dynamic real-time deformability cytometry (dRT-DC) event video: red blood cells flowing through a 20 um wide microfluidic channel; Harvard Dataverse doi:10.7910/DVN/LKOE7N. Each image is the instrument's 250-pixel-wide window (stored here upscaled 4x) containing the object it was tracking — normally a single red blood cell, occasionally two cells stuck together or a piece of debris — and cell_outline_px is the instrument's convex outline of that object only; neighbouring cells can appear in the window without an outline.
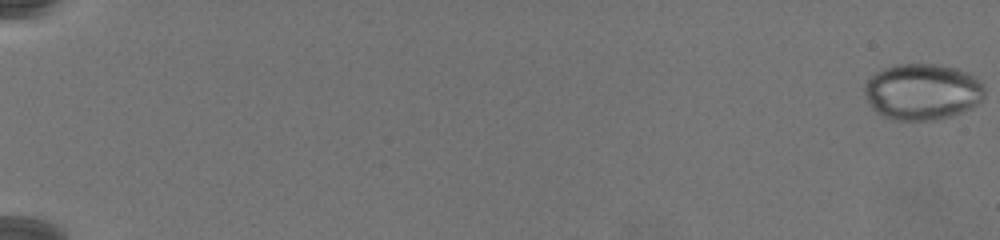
{"species": "common noctule bat (a hibernating species)", "species_latin": "Nyctalus noctula", "temperature_condition": "warm", "stored_images_in_passage": 81, "camera_frame_rate_fps": 3000, "um_per_image_px": 0.085, "animal": {"sex": "female", "body_mass_g": 19.5, "forearm_length_mm": 54.1}, "frame": {"image": 1, "passage_image": 1, "time_ms": 0.0, "image_size_px": [1000, 240], "cell_outline_px": [[984, 100], [972, 108], [952, 116], [936, 120], [892, 120], [876, 112], [868, 104], [864, 92], [864, 84], [876, 72], [884, 68], [896, 64], [940, 64], [956, 68], [968, 72], [976, 76], [984, 88]], "centroid_in_image_um": [78.42, 7.8], "position_along_channel_um": 6.6, "area_um2": 39.88}}
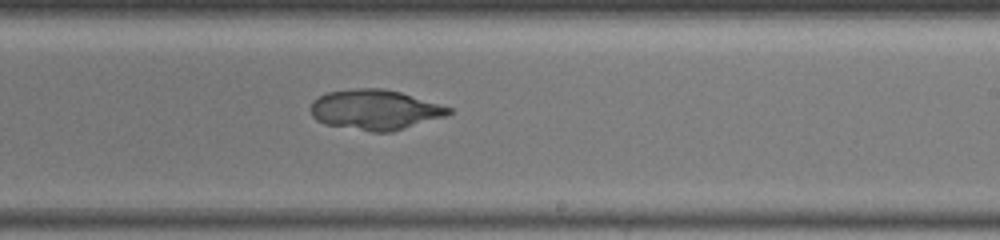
{"frame": {"image": 2, "passage_image": 53, "time_ms": 17.333, "image_size_px": [1000, 240], "cell_outline_px": [[452, 112], [444, 116], [392, 132], [372, 132], [324, 124], [316, 120], [312, 116], [312, 100], [328, 92], [356, 88], [384, 88], [400, 92], [452, 108]], "centroid_in_image_um": [31.85, 9.33], "position_along_channel_um": 257.1, "area_um2": 32.02}}
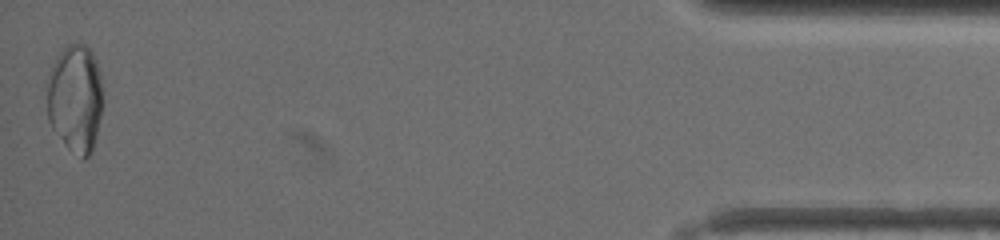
{"frame": {"image": 3, "passage_image": 80, "time_ms": 26.333, "image_size_px": [1000, 240], "cell_outline_px": [[104, 104], [92, 152], [84, 160], [80, 160], [68, 148], [52, 128], [48, 120], [48, 84], [52, 68], [56, 56], [68, 44], [84, 44], [92, 52], [96, 60], [100, 72], [104, 100]], "centroid_in_image_um": [6.44, 8.4], "position_along_channel_um": 428.8, "area_um2": 35.43}}